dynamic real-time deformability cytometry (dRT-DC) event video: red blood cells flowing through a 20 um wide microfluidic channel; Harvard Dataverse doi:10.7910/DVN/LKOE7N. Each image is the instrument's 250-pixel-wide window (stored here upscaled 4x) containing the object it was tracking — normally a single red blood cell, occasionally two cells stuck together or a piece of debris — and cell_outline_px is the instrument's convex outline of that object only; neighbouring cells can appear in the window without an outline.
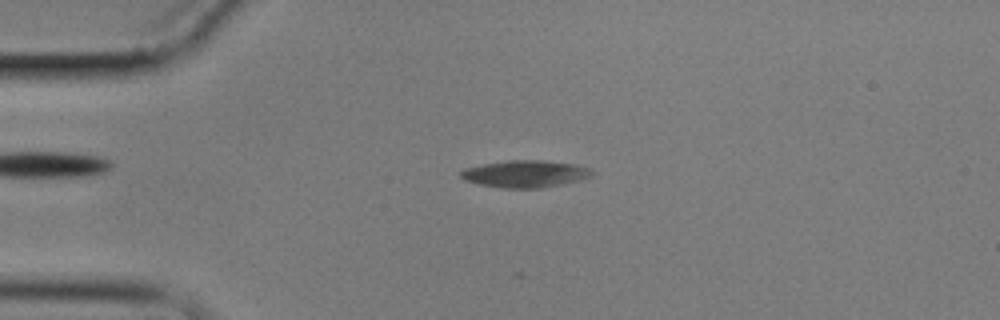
{"species": "common noctule bat (a hibernating species)", "species_latin": "Nyctalus noctula", "temperature_condition": "cold", "stored_images_in_passage": 3, "camera_frame_rate_fps": 3000, "um_per_image_px": 0.085, "animal": {"sex": "male", "body_mass_g": 17.9}, "frame": {"image": 1, "passage_image": 2, "time_ms": 2.0, "image_size_px": [1000, 320], "cell_outline_px": [[596, 172], [592, 176], [580, 180], [544, 188], [504, 188], [480, 184], [464, 180], [460, 176], [460, 172], [464, 168], [484, 164], [508, 160], [544, 160], [576, 164], [592, 168]], "centroid_in_image_um": [44.71, 14.77], "position_along_channel_um": 40.3, "area_um2": 20.92}}